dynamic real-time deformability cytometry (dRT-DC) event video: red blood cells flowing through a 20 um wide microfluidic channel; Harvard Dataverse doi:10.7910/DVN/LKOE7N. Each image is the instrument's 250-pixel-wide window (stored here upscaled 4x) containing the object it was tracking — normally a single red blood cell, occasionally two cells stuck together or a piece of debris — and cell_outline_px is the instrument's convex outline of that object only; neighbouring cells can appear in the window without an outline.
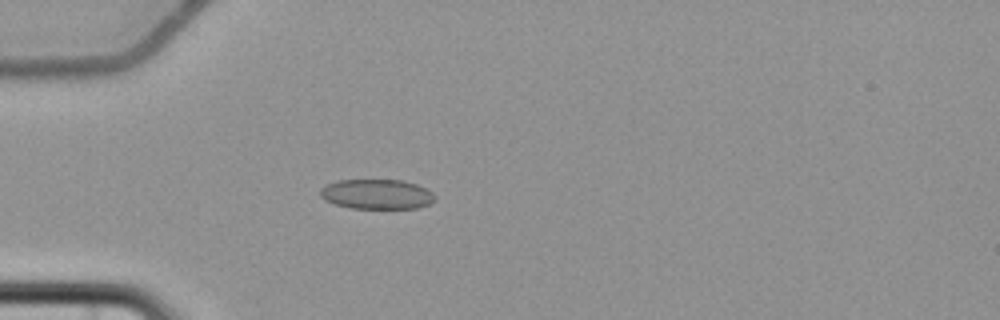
{"species": "common noctule bat (a hibernating species)", "species_latin": "Nyctalus noctula", "temperature_condition": "cold", "stored_images_in_passage": 4, "camera_frame_rate_fps": 3000, "um_per_image_px": 0.085, "animal": {"sex": "female", "body_mass_g": 22.7, "forearm_length_mm": 54.2}, "frame": {"image": 1, "passage_image": 4, "time_ms": 4.667, "image_size_px": [1000, 320], "cell_outline_px": [[436, 200], [428, 204], [416, 208], [352, 208], [332, 204], [324, 200], [320, 196], [320, 188], [336, 180], [404, 180], [416, 184], [432, 192], [436, 196]], "centroid_in_image_um": [32.0, 16.5], "position_along_channel_um": 53.0, "area_um2": 20.06}}